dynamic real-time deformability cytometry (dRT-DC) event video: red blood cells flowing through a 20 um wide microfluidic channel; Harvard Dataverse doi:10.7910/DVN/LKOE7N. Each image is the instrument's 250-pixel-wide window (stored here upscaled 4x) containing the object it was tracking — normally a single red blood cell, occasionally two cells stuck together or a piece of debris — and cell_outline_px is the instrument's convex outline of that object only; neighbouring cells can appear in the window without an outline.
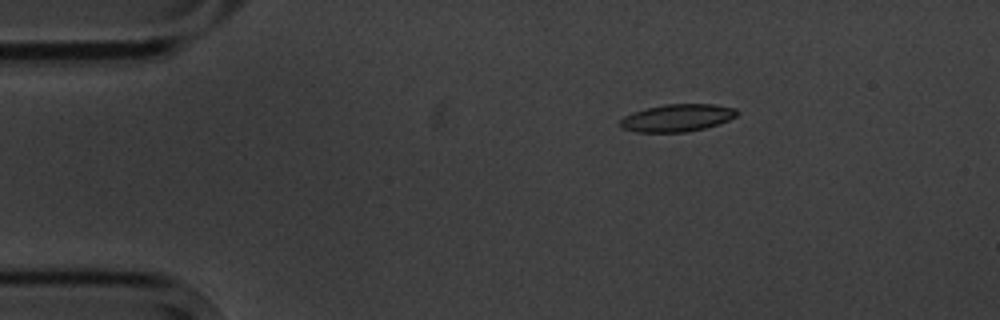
{"species": "common noctule bat (a hibernating species)", "species_latin": "Nyctalus noctula", "temperature_condition": "cold", "stored_images_in_passage": 3, "camera_frame_rate_fps": 3000, "um_per_image_px": 0.085, "animal": {"sex": "male", "body_mass_g": 20.1, "forearm_length_mm": 53.5}, "frame": {"image": 1, "passage_image": 1, "time_ms": 0.0, "image_size_px": [1000, 320], "cell_outline_px": [[740, 112], [736, 116], [728, 120], [704, 128], [684, 132], [636, 132], [620, 128], [620, 120], [624, 116], [632, 112], [664, 104], [716, 104], [736, 108]], "centroid_in_image_um": [57.56, 10.01], "position_along_channel_um": 27.4, "area_um2": 18.67}}
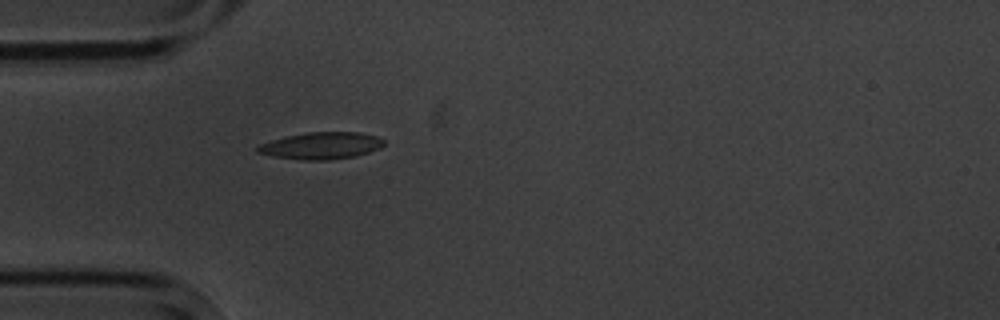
{"frame": {"image": 2, "passage_image": 3, "time_ms": 2.333, "image_size_px": [1000, 320], "cell_outline_px": [[384, 144], [380, 148], [356, 156], [328, 160], [300, 160], [272, 156], [256, 152], [256, 148], [260, 144], [284, 136], [308, 132], [360, 132], [376, 136], [384, 140]], "centroid_in_image_um": [27.29, 12.38], "position_along_channel_um": 57.7, "area_um2": 19.88}}